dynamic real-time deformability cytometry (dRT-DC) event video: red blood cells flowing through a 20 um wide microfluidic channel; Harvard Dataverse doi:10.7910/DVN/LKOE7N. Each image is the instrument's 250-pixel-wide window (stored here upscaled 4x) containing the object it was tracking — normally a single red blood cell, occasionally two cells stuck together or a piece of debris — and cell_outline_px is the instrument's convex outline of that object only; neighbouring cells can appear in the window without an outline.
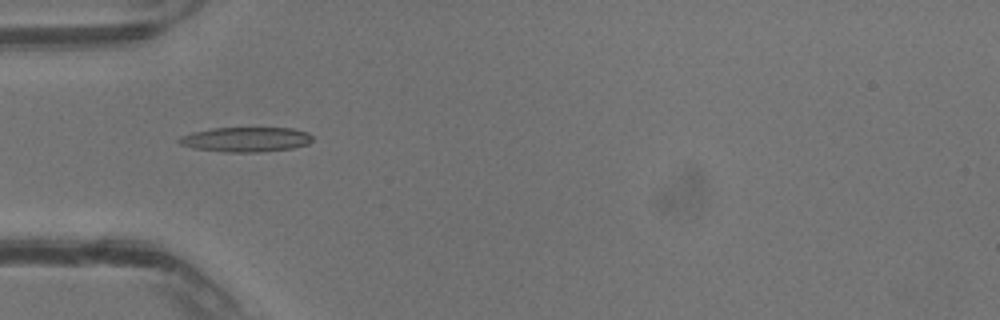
{"species": "common noctule bat (a hibernating species)", "species_latin": "Nyctalus noctula", "temperature_condition": "warm", "stored_images_in_passage": 28, "camera_frame_rate_fps": 3000, "um_per_image_px": 0.085, "animal": {"sex": "male", "body_mass_g": 13.3}, "frame": {"image": 1, "passage_image": 1, "time_ms": 0.0, "image_size_px": [1000, 320], "cell_outline_px": [[312, 140], [308, 144], [292, 148], [260, 152], [224, 152], [192, 148], [180, 144], [176, 140], [180, 136], [192, 132], [212, 128], [292, 128], [308, 132], [312, 136]], "centroid_in_image_um": [20.87, 11.85], "position_along_channel_um": 64.1, "area_um2": 19.36}}
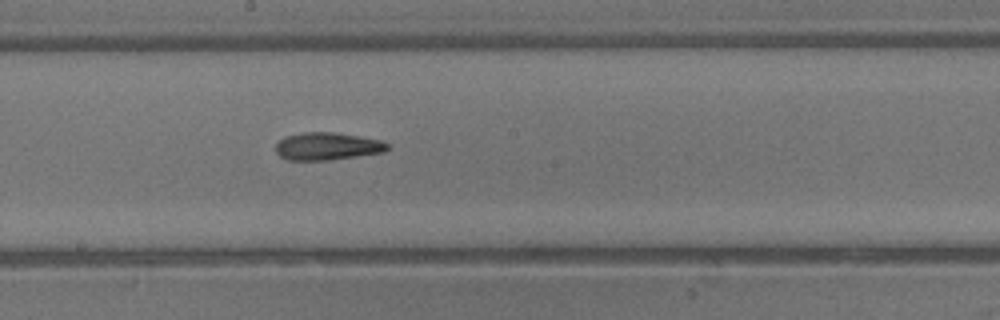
{"frame": {"image": 2, "passage_image": 10, "time_ms": 3.0, "image_size_px": [1000, 320], "cell_outline_px": [[388, 148], [384, 152], [328, 160], [288, 160], [280, 156], [276, 152], [276, 144], [284, 136], [304, 132], [332, 132], [380, 140], [388, 144]], "centroid_in_image_um": [27.78, 12.43], "position_along_channel_um": 220.4, "area_um2": 17.74}}
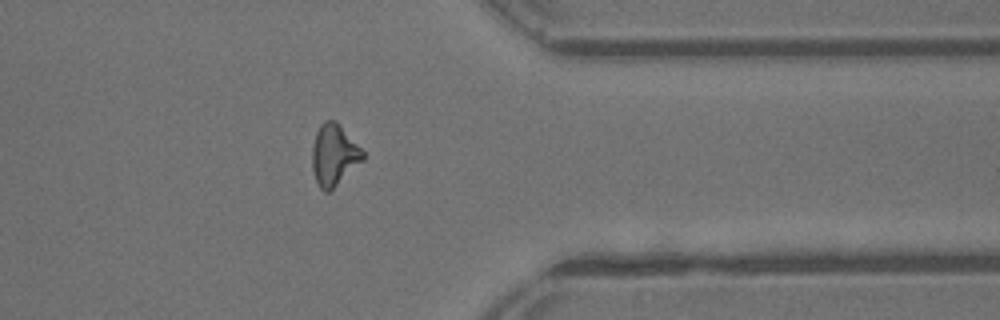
{"frame": {"image": 3, "passage_image": 20, "time_ms": 6.333, "image_size_px": [1000, 320], "cell_outline_px": [[364, 160], [328, 192], [324, 192], [320, 188], [316, 180], [312, 168], [312, 148], [316, 132], [320, 124], [324, 120], [336, 120], [364, 152]], "centroid_in_image_um": [28.38, 13.15], "position_along_channel_um": 383.0, "area_um2": 17.98}}